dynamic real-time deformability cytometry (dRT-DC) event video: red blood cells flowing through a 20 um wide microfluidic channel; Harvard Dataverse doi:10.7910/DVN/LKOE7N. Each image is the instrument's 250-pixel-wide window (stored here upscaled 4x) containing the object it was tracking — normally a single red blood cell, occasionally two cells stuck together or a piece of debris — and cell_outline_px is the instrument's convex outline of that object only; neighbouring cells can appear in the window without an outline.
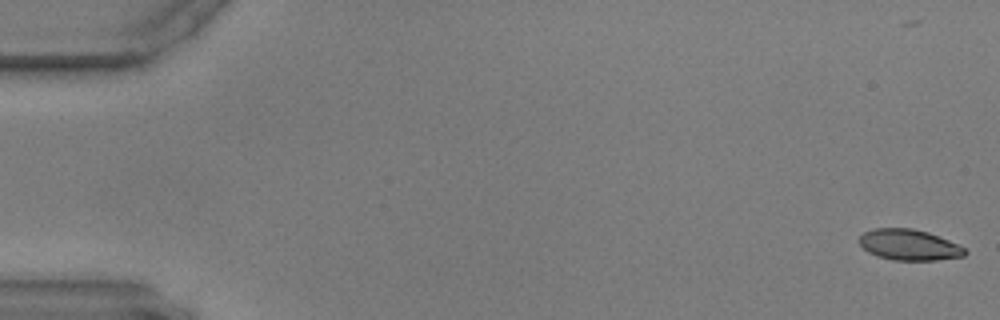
{"species": "common noctule bat (a hibernating species)", "species_latin": "Nyctalus noctula", "temperature_condition": "warm", "stored_images_in_passage": 58, "camera_frame_rate_fps": 3000, "um_per_image_px": 0.085, "animal": {"sex": "male", "body_mass_g": 17.9, "forearm_length_mm": 54.2}, "frame": {"image": 1, "passage_image": 1, "time_ms": 0.0, "image_size_px": [1000, 320], "cell_outline_px": [[968, 252], [964, 256], [936, 260], [892, 260], [876, 256], [868, 252], [856, 240], [864, 232], [872, 228], [912, 228], [928, 232], [948, 240], [964, 248]], "centroid_in_image_um": [77.23, 20.81], "position_along_channel_um": 7.8, "area_um2": 19.07}}
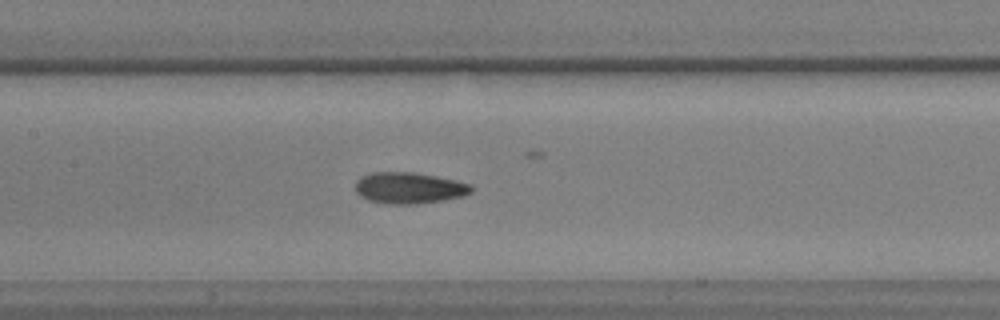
{"frame": {"image": 2, "passage_image": 28, "time_ms": 9.0, "image_size_px": [1000, 320], "cell_outline_px": [[472, 192], [464, 196], [444, 200], [416, 204], [388, 204], [368, 200], [360, 196], [356, 192], [356, 180], [360, 176], [372, 172], [412, 172], [436, 176], [456, 180], [472, 184]], "centroid_in_image_um": [34.78, 15.97], "position_along_channel_um": 172.6, "area_um2": 21.33}}
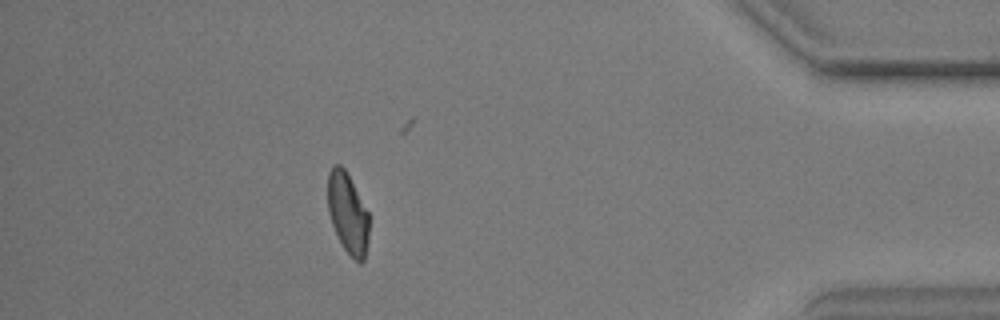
{"frame": {"image": 3, "passage_image": 52, "time_ms": 17.0, "image_size_px": [1000, 320], "cell_outline_px": [[368, 240], [364, 260], [360, 264], [344, 248], [332, 224], [328, 212], [328, 172], [332, 164], [340, 164], [344, 168], [368, 212]], "centroid_in_image_um": [29.54, 18.1], "position_along_channel_um": 405.7, "area_um2": 19.07}}